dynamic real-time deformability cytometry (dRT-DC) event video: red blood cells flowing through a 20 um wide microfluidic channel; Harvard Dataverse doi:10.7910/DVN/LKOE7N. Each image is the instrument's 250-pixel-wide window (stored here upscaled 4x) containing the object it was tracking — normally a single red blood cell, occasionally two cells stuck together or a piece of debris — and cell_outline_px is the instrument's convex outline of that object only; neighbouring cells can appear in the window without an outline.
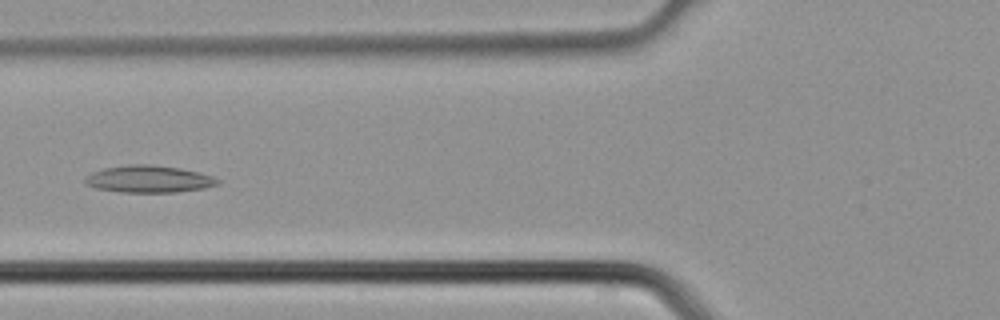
{"species": "common noctule bat (a hibernating species)", "species_latin": "Nyctalus noctula", "temperature_condition": "cold", "stored_images_in_passage": 4, "camera_frame_rate_fps": 3000, "um_per_image_px": 0.085, "animal": {"sex": "male", "body_mass_g": 21.5, "forearm_length_mm": 52.0}, "frame": {"image": 1, "passage_image": 4, "time_ms": 1.0, "image_size_px": [1000, 320], "cell_outline_px": [[220, 184], [204, 188], [176, 192], [120, 192], [96, 188], [84, 184], [84, 180], [92, 172], [104, 168], [128, 164], [152, 164], [180, 168], [212, 176], [220, 180]], "centroid_in_image_um": [12.64, 15.22], "position_along_channel_um": 113.2, "area_um2": 20.92}}